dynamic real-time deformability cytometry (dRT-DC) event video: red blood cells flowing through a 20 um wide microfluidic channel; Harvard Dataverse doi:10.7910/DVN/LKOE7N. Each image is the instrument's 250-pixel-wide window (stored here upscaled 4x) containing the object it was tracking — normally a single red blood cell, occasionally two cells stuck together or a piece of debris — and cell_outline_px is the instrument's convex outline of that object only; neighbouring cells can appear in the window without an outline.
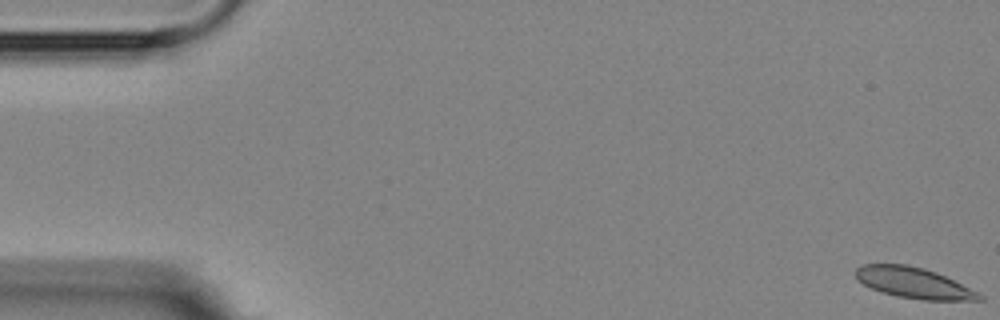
{"species": "Egyptian fruit bat (a non-hibernating species)", "species_latin": "Rousettus aegyptiacus", "temperature_condition": "room temperature", "stored_images_in_passage": 5, "camera_frame_rate_fps": 3000, "um_per_image_px": 0.085, "animal": {"sex": "female"}, "frame": {"image": 1, "passage_image": 1, "time_ms": 0.0, "image_size_px": [1000, 320], "cell_outline_px": [[984, 300], [920, 300], [896, 296], [880, 292], [856, 280], [856, 268], [864, 264], [904, 264], [924, 268], [936, 272], [984, 296]], "centroid_in_image_um": [77.62, 24.05], "position_along_channel_um": 7.4, "area_um2": 21.96}}
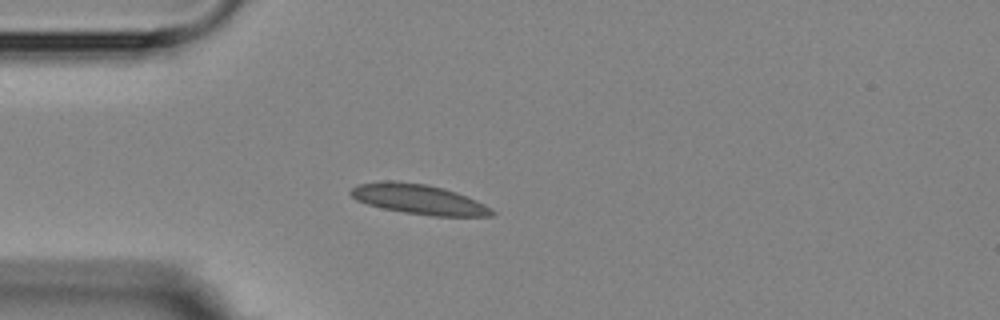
{"frame": {"image": 2, "passage_image": 5, "time_ms": 4.667, "image_size_px": [1000, 320], "cell_outline_px": [[496, 212], [492, 216], [432, 216], [404, 212], [384, 208], [368, 204], [356, 200], [348, 192], [356, 184], [384, 180], [392, 180], [428, 184], [444, 188], [456, 192], [476, 200], [492, 208]], "centroid_in_image_um": [35.59, 16.92], "position_along_channel_um": 49.4, "area_um2": 24.74}}